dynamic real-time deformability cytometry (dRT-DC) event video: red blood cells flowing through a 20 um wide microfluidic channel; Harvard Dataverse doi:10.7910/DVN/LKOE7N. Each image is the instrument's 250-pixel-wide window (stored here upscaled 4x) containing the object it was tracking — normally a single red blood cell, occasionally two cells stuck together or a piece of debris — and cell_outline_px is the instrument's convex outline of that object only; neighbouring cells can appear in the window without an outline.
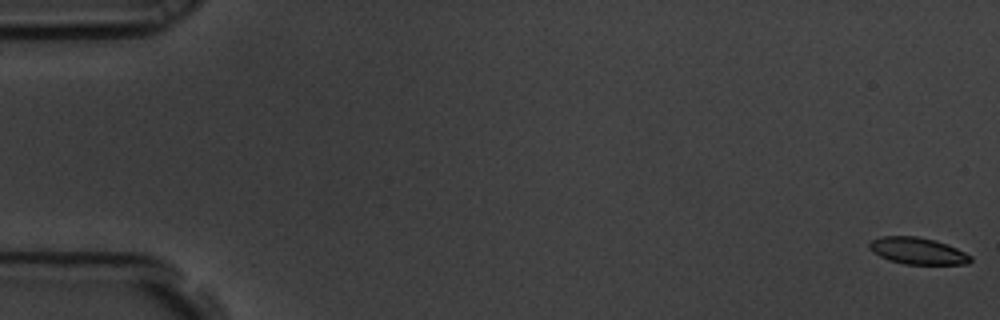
{"species": "common noctule bat (a hibernating species)", "species_latin": "Nyctalus noctula", "temperature_condition": "room temperature", "stored_images_in_passage": 58, "camera_frame_rate_fps": 3000, "um_per_image_px": 0.085, "animal": {"sex": "male", "body_mass_g": 19.5, "forearm_length_mm": 54.6}, "frame": {"image": 1, "passage_image": 1, "time_ms": 0.0, "image_size_px": [1000, 320], "cell_outline_px": [[972, 260], [968, 264], [904, 264], [888, 260], [872, 252], [868, 248], [868, 244], [872, 240], [880, 236], [916, 236], [936, 240], [948, 244], [972, 256]], "centroid_in_image_um": [77.99, 21.32], "position_along_channel_um": 7.0, "area_um2": 15.9}}
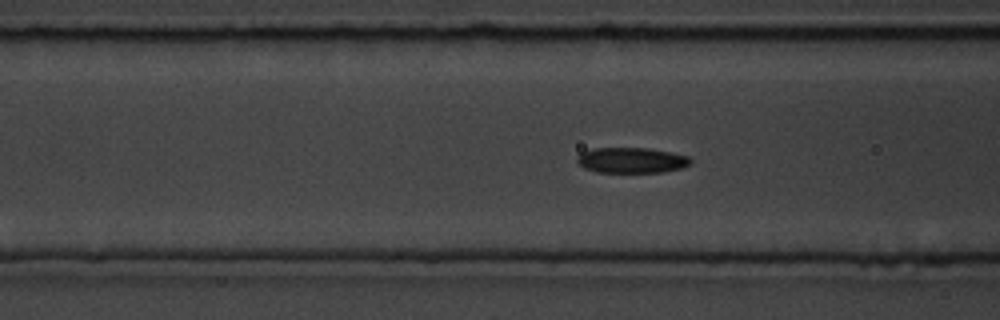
{"frame": {"image": 2, "passage_image": 23, "time_ms": 7.333, "image_size_px": [1000, 320], "cell_outline_px": [[692, 164], [684, 168], [664, 172], [596, 172], [584, 168], [576, 160], [580, 152], [592, 148], [648, 148], [672, 152], [688, 156], [692, 160]], "centroid_in_image_um": [53.71, 13.62], "position_along_channel_um": 112.9, "area_um2": 17.11}}
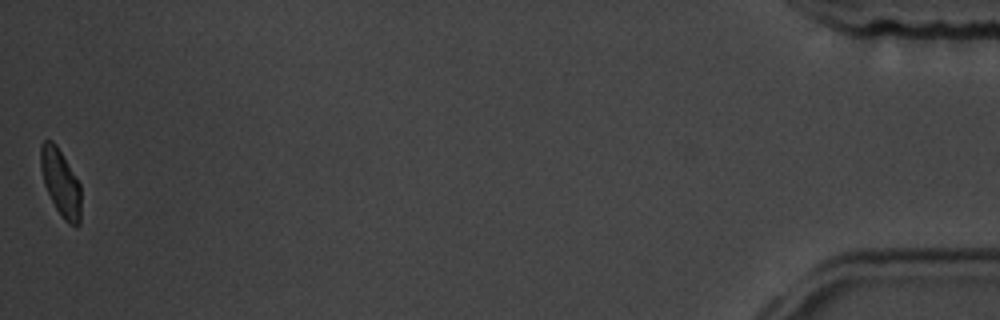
{"frame": {"image": 3, "passage_image": 58, "time_ms": 19.0, "image_size_px": [1000, 320], "cell_outline_px": [[80, 224], [76, 228], [68, 224], [64, 220], [56, 208], [44, 184], [40, 168], [40, 144], [44, 140], [52, 140], [56, 144], [80, 184]], "centroid_in_image_um": [5.15, 15.53], "position_along_channel_um": 430.1, "area_um2": 15.72}, "authors_computed_cell_mechanics": {"area_um2": 16.5308, "velocity_mm_per_s": 3.5547, "shape_relaxation_time_tau1_ms": 3.1155, "shape_relaxation_time_tau2_ms": 4.7079, "deformation_change_tau1": 0.1123, "deformation_change_tau2": 0.0698}}